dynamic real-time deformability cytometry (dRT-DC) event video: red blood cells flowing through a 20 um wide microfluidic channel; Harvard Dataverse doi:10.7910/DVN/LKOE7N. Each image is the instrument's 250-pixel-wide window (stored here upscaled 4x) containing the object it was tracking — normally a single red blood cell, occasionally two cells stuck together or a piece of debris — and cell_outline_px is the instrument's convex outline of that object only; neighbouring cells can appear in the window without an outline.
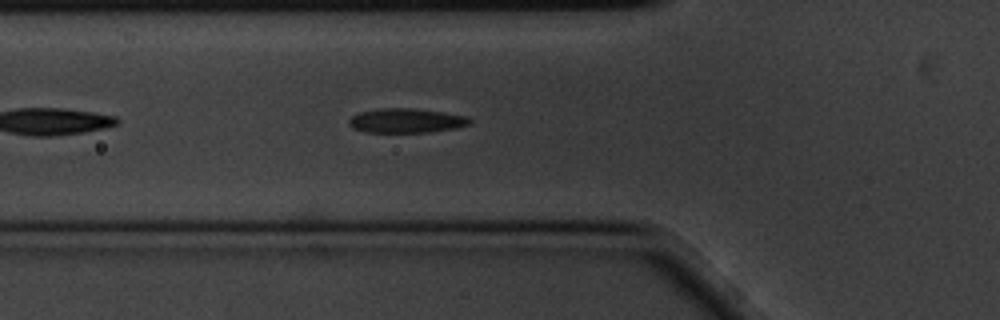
{"species": "common noctule bat (a hibernating species)", "species_latin": "Nyctalus noctula", "temperature_condition": "cold", "stored_images_in_passage": 6, "camera_frame_rate_fps": 3000, "um_per_image_px": 0.085, "animal": {"sex": "male", "body_mass_g": 20.1, "forearm_length_mm": 53.5}, "frame": {"image": 1, "passage_image": 6, "time_ms": 1.667, "image_size_px": [1000, 320], "cell_outline_px": [[472, 120], [468, 124], [456, 128], [428, 132], [364, 132], [352, 128], [348, 124], [348, 120], [352, 116], [360, 112], [380, 108], [412, 108], [444, 112], [468, 116]], "centroid_in_image_um": [34.51, 10.25], "position_along_channel_um": 91.3, "area_um2": 17.22}}